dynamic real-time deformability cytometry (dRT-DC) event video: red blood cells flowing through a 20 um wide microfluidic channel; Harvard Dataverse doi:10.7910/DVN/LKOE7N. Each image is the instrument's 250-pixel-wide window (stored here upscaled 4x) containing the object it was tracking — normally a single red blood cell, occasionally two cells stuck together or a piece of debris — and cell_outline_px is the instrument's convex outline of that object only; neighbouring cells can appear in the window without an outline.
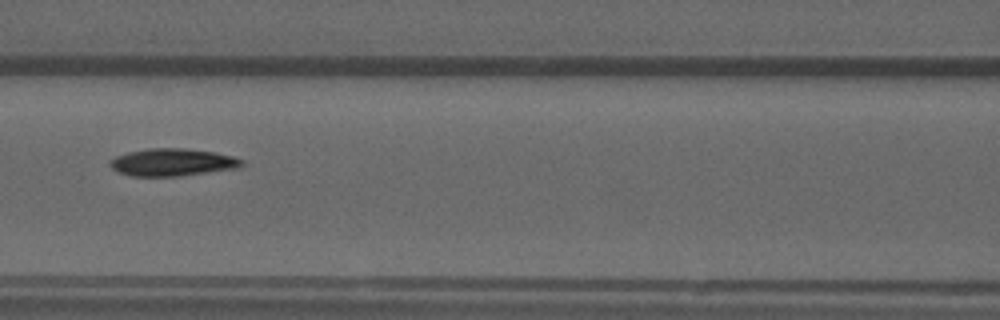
{"species": "common noctule bat (a hibernating species)", "species_latin": "Nyctalus noctula", "temperature_condition": "warm", "stored_images_in_passage": 38, "camera_frame_rate_fps": 3000, "um_per_image_px": 0.085, "animal": {"sex": "male", "forearm_length_mm": 52.5}, "frame": {"image": 1, "passage_image": 9, "time_ms": 2.667, "image_size_px": [1000, 320], "cell_outline_px": [[244, 164], [240, 168], [180, 176], [132, 176], [120, 172], [112, 168], [108, 164], [108, 160], [116, 156], [128, 152], [148, 148], [184, 148], [216, 152], [232, 156], [244, 160]], "centroid_in_image_um": [14.68, 13.79], "position_along_channel_um": 151.9, "area_um2": 21.27}}
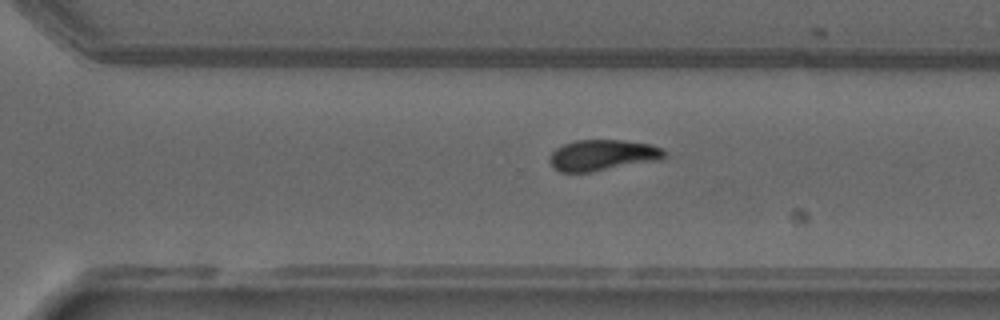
{"frame": {"image": 2, "passage_image": 22, "time_ms": 7.0, "image_size_px": [1000, 320], "cell_outline_px": [[664, 160], [592, 172], [560, 172], [548, 160], [548, 156], [556, 148], [564, 144], [576, 140], [624, 140], [648, 144], [660, 148], [664, 152]], "centroid_in_image_um": [51.22, 13.2], "position_along_channel_um": 319.4, "area_um2": 20.81}}
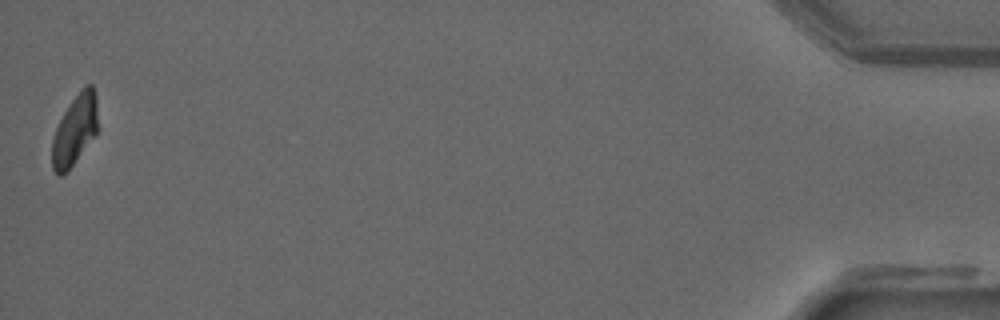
{"frame": {"image": 3, "passage_image": 38, "time_ms": 12.333, "image_size_px": [1000, 320], "cell_outline_px": [[96, 132], [68, 172], [60, 176], [52, 168], [52, 140], [56, 128], [64, 112], [72, 100], [84, 84], [92, 84], [96, 96]], "centroid_in_image_um": [6.33, 11.05], "position_along_channel_um": 428.9, "area_um2": 18.38}, "authors_computed_cell_mechanics": {"area_um2": 20.7791, "velocity_mm_per_s": 3.8801, "shape_relaxation_time_tau1_ms": 8.0605, "shape_relaxation_time_tau2_ms": 6.1664, "deformation_change_tau1": 0.214, "deformation_change_tau2": 0.1258}}